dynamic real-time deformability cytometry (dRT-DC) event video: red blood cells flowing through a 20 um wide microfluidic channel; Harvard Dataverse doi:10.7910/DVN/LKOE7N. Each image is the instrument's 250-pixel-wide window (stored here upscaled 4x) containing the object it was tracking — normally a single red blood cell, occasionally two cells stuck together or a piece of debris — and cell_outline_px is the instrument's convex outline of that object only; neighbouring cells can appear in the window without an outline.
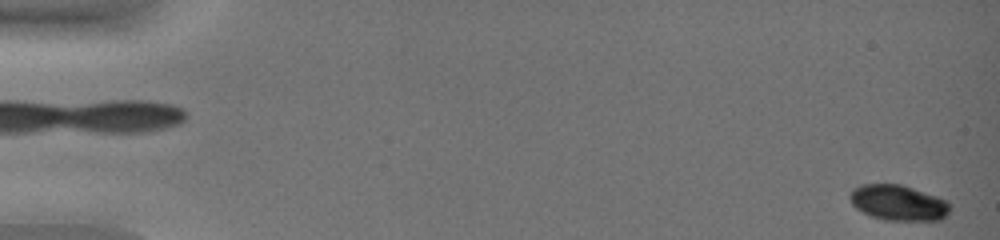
{"species": "common noctule bat (a hibernating species)", "species_latin": "Nyctalus noctula", "temperature_condition": "warm", "stored_images_in_passage": 49, "camera_frame_rate_fps": 3000, "um_per_image_px": 0.085, "animal": {"sex": "female", "body_mass_g": 19.0, "forearm_length_mm": 51.5}, "frame": {"image": 1, "passage_image": 2, "time_ms": 0.333, "image_size_px": [1000, 240], "cell_outline_px": [[952, 208], [948, 216], [940, 220], [884, 220], [872, 216], [856, 208], [852, 204], [848, 196], [852, 188], [860, 184], [900, 184], [948, 200], [952, 204]], "centroid_in_image_um": [76.38, 17.23], "position_along_channel_um": 8.6, "area_um2": 20.98}}
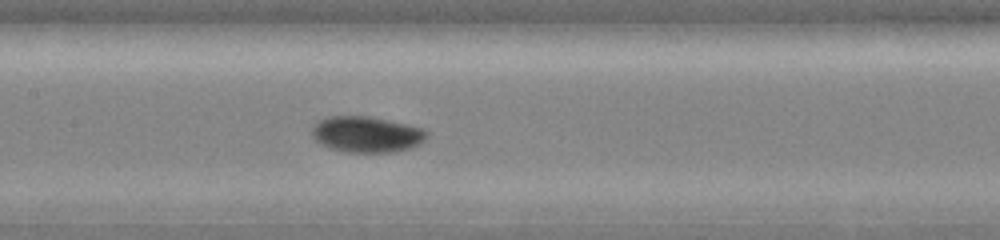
{"frame": {"image": 2, "passage_image": 27, "time_ms": 8.667, "image_size_px": [1000, 240], "cell_outline_px": [[428, 136], [420, 144], [396, 152], [348, 152], [328, 148], [320, 144], [312, 136], [312, 124], [316, 120], [324, 116], [368, 116], [408, 124], [424, 128], [428, 132]], "centroid_in_image_um": [31.13, 11.41], "position_along_channel_um": 176.3, "area_um2": 24.45}}
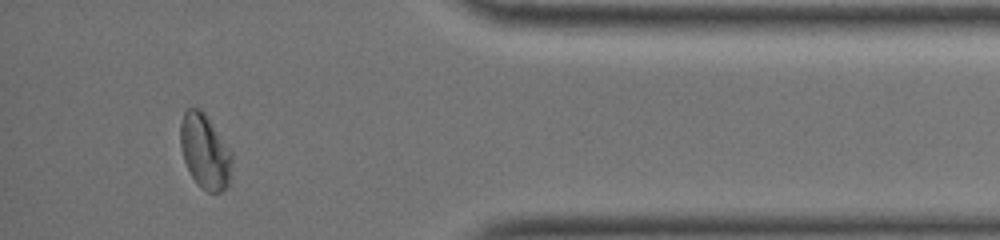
{"frame": {"image": 3, "passage_image": 46, "time_ms": 15.0, "image_size_px": [1000, 240], "cell_outline_px": [[232, 160], [228, 188], [220, 192], [208, 192], [192, 176], [184, 160], [180, 148], [180, 124], [184, 112], [188, 108], [200, 108], [208, 116], [232, 152]], "centroid_in_image_um": [17.43, 12.84], "position_along_channel_um": 417.8, "area_um2": 22.43}, "authors_computed_cell_mechanics": {"area_um2": 22.4842, "velocity_mm_per_s": 4.1036, "shape_relaxation_time_tau1_ms": 3.8694, "shape_relaxation_time_tau2_ms": null, "deformation_change_tau1": 0.1523, "deformation_change_tau2": null}}